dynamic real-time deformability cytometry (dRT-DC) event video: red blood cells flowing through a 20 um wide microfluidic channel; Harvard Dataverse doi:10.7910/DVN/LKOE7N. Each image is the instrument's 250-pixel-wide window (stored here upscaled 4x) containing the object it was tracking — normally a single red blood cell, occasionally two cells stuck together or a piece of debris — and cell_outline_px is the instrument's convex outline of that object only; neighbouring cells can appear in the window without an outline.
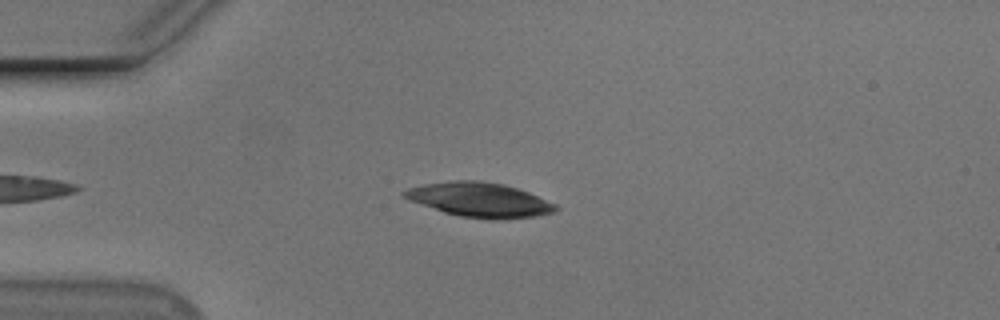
{"species": "Egyptian fruit bat (a non-hibernating species)", "species_latin": "Rousettus aegyptiacus", "temperature_condition": "cold", "stored_images_in_passage": 3, "camera_frame_rate_fps": 3000, "um_per_image_px": 0.085, "animal": {"sex": "male"}, "frame": {"image": 1, "passage_image": 3, "time_ms": 2.333, "image_size_px": [1000, 320], "cell_outline_px": [[560, 208], [556, 212], [536, 216], [492, 220], [460, 216], [444, 212], [408, 200], [400, 192], [408, 188], [424, 184], [452, 180], [480, 180], [504, 184], [528, 192], [556, 204]], "centroid_in_image_um": [40.77, 16.98], "position_along_channel_um": 44.2, "area_um2": 30.46}}